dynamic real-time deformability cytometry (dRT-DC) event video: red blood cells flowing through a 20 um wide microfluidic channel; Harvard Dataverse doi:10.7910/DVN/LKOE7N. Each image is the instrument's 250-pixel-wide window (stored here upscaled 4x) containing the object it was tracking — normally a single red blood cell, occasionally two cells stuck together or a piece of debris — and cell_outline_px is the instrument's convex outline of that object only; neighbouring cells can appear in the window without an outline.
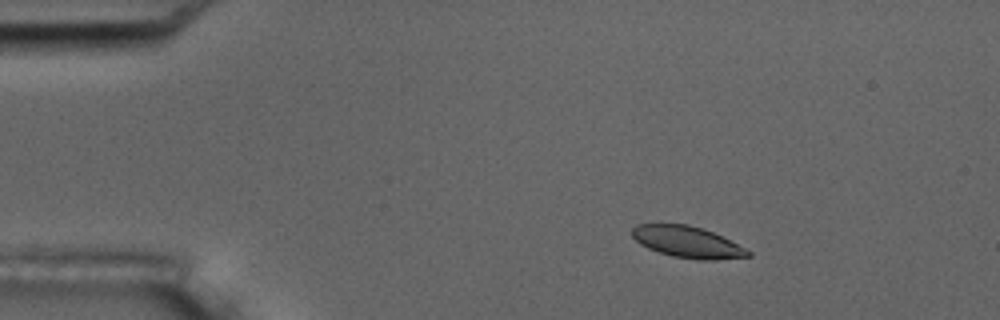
{"species": "common noctule bat (a hibernating species)", "species_latin": "Nyctalus noctula", "temperature_condition": "room temperature", "stored_images_in_passage": 4, "camera_frame_rate_fps": 3000, "um_per_image_px": 0.085, "animal": {"sex": "male", "body_mass_g": 17.5, "forearm_length_mm": 52.3}, "frame": {"image": 1, "passage_image": 1, "time_ms": 0.0, "image_size_px": [1000, 320], "cell_outline_px": [[752, 256], [716, 260], [700, 260], [672, 256], [648, 248], [640, 244], [632, 236], [632, 228], [636, 224], [688, 224], [712, 232], [752, 252]], "centroid_in_image_um": [58.41, 20.58], "position_along_channel_um": 26.6, "area_um2": 20.98}}